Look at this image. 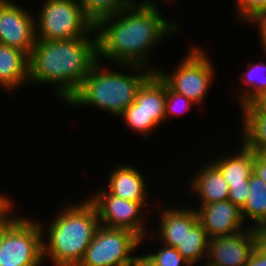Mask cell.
<instances>
[{"instance_id":"cell-1","label":"cell","mask_w":266,"mask_h":266,"mask_svg":"<svg viewBox=\"0 0 266 266\" xmlns=\"http://www.w3.org/2000/svg\"><path fill=\"white\" fill-rule=\"evenodd\" d=\"M156 4H130L119 13L101 19L94 28L98 60L103 57L116 65L150 68L151 49L181 29L177 23L167 21Z\"/></svg>"},{"instance_id":"cell-2","label":"cell","mask_w":266,"mask_h":266,"mask_svg":"<svg viewBox=\"0 0 266 266\" xmlns=\"http://www.w3.org/2000/svg\"><path fill=\"white\" fill-rule=\"evenodd\" d=\"M98 61L97 36L37 40L29 55V83L53 85L62 102L78 90Z\"/></svg>"},{"instance_id":"cell-3","label":"cell","mask_w":266,"mask_h":266,"mask_svg":"<svg viewBox=\"0 0 266 266\" xmlns=\"http://www.w3.org/2000/svg\"><path fill=\"white\" fill-rule=\"evenodd\" d=\"M59 212L46 232L41 224L43 260L48 256L54 266H78L100 226L97 210L89 199H83L71 205L68 201Z\"/></svg>"},{"instance_id":"cell-4","label":"cell","mask_w":266,"mask_h":266,"mask_svg":"<svg viewBox=\"0 0 266 266\" xmlns=\"http://www.w3.org/2000/svg\"><path fill=\"white\" fill-rule=\"evenodd\" d=\"M117 66L129 68L134 73L127 75L110 68L106 69L102 66L101 60H98L78 90L67 100L66 105H88L119 116L135 101L138 88L155 69L152 65L150 69L141 65Z\"/></svg>"},{"instance_id":"cell-5","label":"cell","mask_w":266,"mask_h":266,"mask_svg":"<svg viewBox=\"0 0 266 266\" xmlns=\"http://www.w3.org/2000/svg\"><path fill=\"white\" fill-rule=\"evenodd\" d=\"M43 1L44 4L38 10L39 15L35 16L37 40L85 37L95 30L94 24L84 15L78 0Z\"/></svg>"},{"instance_id":"cell-6","label":"cell","mask_w":266,"mask_h":266,"mask_svg":"<svg viewBox=\"0 0 266 266\" xmlns=\"http://www.w3.org/2000/svg\"><path fill=\"white\" fill-rule=\"evenodd\" d=\"M189 50L172 74L160 67H156L155 72L173 91L199 105L213 84L215 71L206 51L196 46Z\"/></svg>"},{"instance_id":"cell-7","label":"cell","mask_w":266,"mask_h":266,"mask_svg":"<svg viewBox=\"0 0 266 266\" xmlns=\"http://www.w3.org/2000/svg\"><path fill=\"white\" fill-rule=\"evenodd\" d=\"M41 222L20 217L0 243V266H40L43 260Z\"/></svg>"},{"instance_id":"cell-8","label":"cell","mask_w":266,"mask_h":266,"mask_svg":"<svg viewBox=\"0 0 266 266\" xmlns=\"http://www.w3.org/2000/svg\"><path fill=\"white\" fill-rule=\"evenodd\" d=\"M141 238L127 229L99 226L78 266H128Z\"/></svg>"},{"instance_id":"cell-9","label":"cell","mask_w":266,"mask_h":266,"mask_svg":"<svg viewBox=\"0 0 266 266\" xmlns=\"http://www.w3.org/2000/svg\"><path fill=\"white\" fill-rule=\"evenodd\" d=\"M105 187L100 188L88 199L94 204L100 225L107 228L127 229L141 238V243L148 238V228L146 221H143L144 206L148 203H138L122 199L120 197L109 194ZM142 212V213H141ZM143 216V218H142ZM148 234H147V233Z\"/></svg>"},{"instance_id":"cell-10","label":"cell","mask_w":266,"mask_h":266,"mask_svg":"<svg viewBox=\"0 0 266 266\" xmlns=\"http://www.w3.org/2000/svg\"><path fill=\"white\" fill-rule=\"evenodd\" d=\"M19 5L0 1V42L29 56L36 41L35 17Z\"/></svg>"},{"instance_id":"cell-11","label":"cell","mask_w":266,"mask_h":266,"mask_svg":"<svg viewBox=\"0 0 266 266\" xmlns=\"http://www.w3.org/2000/svg\"><path fill=\"white\" fill-rule=\"evenodd\" d=\"M236 154H226L210 161L229 184L228 199L240 209L245 205L249 194V179L253 173L254 151L241 141ZM231 155V156H230Z\"/></svg>"},{"instance_id":"cell-12","label":"cell","mask_w":266,"mask_h":266,"mask_svg":"<svg viewBox=\"0 0 266 266\" xmlns=\"http://www.w3.org/2000/svg\"><path fill=\"white\" fill-rule=\"evenodd\" d=\"M253 251L250 227L237 233L209 240L207 260L202 266H246Z\"/></svg>"},{"instance_id":"cell-13","label":"cell","mask_w":266,"mask_h":266,"mask_svg":"<svg viewBox=\"0 0 266 266\" xmlns=\"http://www.w3.org/2000/svg\"><path fill=\"white\" fill-rule=\"evenodd\" d=\"M198 205L195 207L198 221L209 238L223 237L246 229L241 209L229 199Z\"/></svg>"},{"instance_id":"cell-14","label":"cell","mask_w":266,"mask_h":266,"mask_svg":"<svg viewBox=\"0 0 266 266\" xmlns=\"http://www.w3.org/2000/svg\"><path fill=\"white\" fill-rule=\"evenodd\" d=\"M165 208V209H164ZM191 208V209H190ZM161 209L157 234L160 242L176 248L185 237L187 230H190L197 222L198 216L195 208L191 207Z\"/></svg>"},{"instance_id":"cell-15","label":"cell","mask_w":266,"mask_h":266,"mask_svg":"<svg viewBox=\"0 0 266 266\" xmlns=\"http://www.w3.org/2000/svg\"><path fill=\"white\" fill-rule=\"evenodd\" d=\"M143 174L128 164L119 165L109 173L108 186L105 189L109 194L132 202L148 203L146 191L147 182Z\"/></svg>"},{"instance_id":"cell-16","label":"cell","mask_w":266,"mask_h":266,"mask_svg":"<svg viewBox=\"0 0 266 266\" xmlns=\"http://www.w3.org/2000/svg\"><path fill=\"white\" fill-rule=\"evenodd\" d=\"M134 102L159 127L166 121V83L156 72H153L138 88Z\"/></svg>"},{"instance_id":"cell-17","label":"cell","mask_w":266,"mask_h":266,"mask_svg":"<svg viewBox=\"0 0 266 266\" xmlns=\"http://www.w3.org/2000/svg\"><path fill=\"white\" fill-rule=\"evenodd\" d=\"M29 56L20 49L0 44V86L9 92L29 82Z\"/></svg>"},{"instance_id":"cell-18","label":"cell","mask_w":266,"mask_h":266,"mask_svg":"<svg viewBox=\"0 0 266 266\" xmlns=\"http://www.w3.org/2000/svg\"><path fill=\"white\" fill-rule=\"evenodd\" d=\"M199 172L191 178L192 192L200 198V204H211L228 200L229 184L223 178L221 172L209 162L199 168Z\"/></svg>"},{"instance_id":"cell-19","label":"cell","mask_w":266,"mask_h":266,"mask_svg":"<svg viewBox=\"0 0 266 266\" xmlns=\"http://www.w3.org/2000/svg\"><path fill=\"white\" fill-rule=\"evenodd\" d=\"M242 143L255 153L266 152V115L258 113L251 105L242 107Z\"/></svg>"},{"instance_id":"cell-20","label":"cell","mask_w":266,"mask_h":266,"mask_svg":"<svg viewBox=\"0 0 266 266\" xmlns=\"http://www.w3.org/2000/svg\"><path fill=\"white\" fill-rule=\"evenodd\" d=\"M249 194L245 205L241 208L243 220L252 221L250 226L266 224V183L254 173L249 179Z\"/></svg>"},{"instance_id":"cell-21","label":"cell","mask_w":266,"mask_h":266,"mask_svg":"<svg viewBox=\"0 0 266 266\" xmlns=\"http://www.w3.org/2000/svg\"><path fill=\"white\" fill-rule=\"evenodd\" d=\"M209 240L208 234L198 221L186 231L185 237L176 249L193 266L207 258Z\"/></svg>"},{"instance_id":"cell-22","label":"cell","mask_w":266,"mask_h":266,"mask_svg":"<svg viewBox=\"0 0 266 266\" xmlns=\"http://www.w3.org/2000/svg\"><path fill=\"white\" fill-rule=\"evenodd\" d=\"M243 77V78H242ZM240 82L246 84L248 91L245 89L239 96L240 107L250 105L256 98L266 92V64L263 61L256 64L251 63Z\"/></svg>"},{"instance_id":"cell-23","label":"cell","mask_w":266,"mask_h":266,"mask_svg":"<svg viewBox=\"0 0 266 266\" xmlns=\"http://www.w3.org/2000/svg\"><path fill=\"white\" fill-rule=\"evenodd\" d=\"M84 15L94 24L119 13L130 4L126 0H79Z\"/></svg>"},{"instance_id":"cell-24","label":"cell","mask_w":266,"mask_h":266,"mask_svg":"<svg viewBox=\"0 0 266 266\" xmlns=\"http://www.w3.org/2000/svg\"><path fill=\"white\" fill-rule=\"evenodd\" d=\"M118 117L123 118L129 129L138 132L145 138L150 136L154 129L159 127L152 118H148L140 107L133 102L127 109H125ZM156 127V128H155ZM147 136V137H146Z\"/></svg>"},{"instance_id":"cell-25","label":"cell","mask_w":266,"mask_h":266,"mask_svg":"<svg viewBox=\"0 0 266 266\" xmlns=\"http://www.w3.org/2000/svg\"><path fill=\"white\" fill-rule=\"evenodd\" d=\"M156 252L144 254L153 266H191L176 248L162 244Z\"/></svg>"},{"instance_id":"cell-26","label":"cell","mask_w":266,"mask_h":266,"mask_svg":"<svg viewBox=\"0 0 266 266\" xmlns=\"http://www.w3.org/2000/svg\"><path fill=\"white\" fill-rule=\"evenodd\" d=\"M191 100L187 99L182 94L173 91L167 84H166V104H165V115L166 120L173 115H180L189 111L193 105ZM183 112V113H182Z\"/></svg>"},{"instance_id":"cell-27","label":"cell","mask_w":266,"mask_h":266,"mask_svg":"<svg viewBox=\"0 0 266 266\" xmlns=\"http://www.w3.org/2000/svg\"><path fill=\"white\" fill-rule=\"evenodd\" d=\"M236 18L249 22L254 16L266 13V0H236Z\"/></svg>"},{"instance_id":"cell-28","label":"cell","mask_w":266,"mask_h":266,"mask_svg":"<svg viewBox=\"0 0 266 266\" xmlns=\"http://www.w3.org/2000/svg\"><path fill=\"white\" fill-rule=\"evenodd\" d=\"M250 232L253 238V248L266 255V224L250 226Z\"/></svg>"},{"instance_id":"cell-29","label":"cell","mask_w":266,"mask_h":266,"mask_svg":"<svg viewBox=\"0 0 266 266\" xmlns=\"http://www.w3.org/2000/svg\"><path fill=\"white\" fill-rule=\"evenodd\" d=\"M11 201L1 212H0V243L5 234V231L20 217L18 214L13 215V203Z\"/></svg>"},{"instance_id":"cell-30","label":"cell","mask_w":266,"mask_h":266,"mask_svg":"<svg viewBox=\"0 0 266 266\" xmlns=\"http://www.w3.org/2000/svg\"><path fill=\"white\" fill-rule=\"evenodd\" d=\"M253 173L266 183V158L260 153L254 152Z\"/></svg>"},{"instance_id":"cell-31","label":"cell","mask_w":266,"mask_h":266,"mask_svg":"<svg viewBox=\"0 0 266 266\" xmlns=\"http://www.w3.org/2000/svg\"><path fill=\"white\" fill-rule=\"evenodd\" d=\"M249 23H256L255 25L258 24V33H260L259 36H261L259 38L261 40L260 43L263 46V51L266 53V13L254 16Z\"/></svg>"},{"instance_id":"cell-32","label":"cell","mask_w":266,"mask_h":266,"mask_svg":"<svg viewBox=\"0 0 266 266\" xmlns=\"http://www.w3.org/2000/svg\"><path fill=\"white\" fill-rule=\"evenodd\" d=\"M246 266H266V255L256 251L250 253Z\"/></svg>"},{"instance_id":"cell-33","label":"cell","mask_w":266,"mask_h":266,"mask_svg":"<svg viewBox=\"0 0 266 266\" xmlns=\"http://www.w3.org/2000/svg\"><path fill=\"white\" fill-rule=\"evenodd\" d=\"M258 113L266 115V92L250 104Z\"/></svg>"},{"instance_id":"cell-34","label":"cell","mask_w":266,"mask_h":266,"mask_svg":"<svg viewBox=\"0 0 266 266\" xmlns=\"http://www.w3.org/2000/svg\"><path fill=\"white\" fill-rule=\"evenodd\" d=\"M128 266H153L146 258L142 255H137Z\"/></svg>"},{"instance_id":"cell-35","label":"cell","mask_w":266,"mask_h":266,"mask_svg":"<svg viewBox=\"0 0 266 266\" xmlns=\"http://www.w3.org/2000/svg\"><path fill=\"white\" fill-rule=\"evenodd\" d=\"M10 199L12 198L3 195V193L0 194V212L11 202Z\"/></svg>"},{"instance_id":"cell-36","label":"cell","mask_w":266,"mask_h":266,"mask_svg":"<svg viewBox=\"0 0 266 266\" xmlns=\"http://www.w3.org/2000/svg\"><path fill=\"white\" fill-rule=\"evenodd\" d=\"M129 4H150V3H153V2H156L155 0H141V1H139V2H136L135 0L133 1V0H126Z\"/></svg>"},{"instance_id":"cell-37","label":"cell","mask_w":266,"mask_h":266,"mask_svg":"<svg viewBox=\"0 0 266 266\" xmlns=\"http://www.w3.org/2000/svg\"><path fill=\"white\" fill-rule=\"evenodd\" d=\"M0 1H3V2H13L11 0H0Z\"/></svg>"},{"instance_id":"cell-38","label":"cell","mask_w":266,"mask_h":266,"mask_svg":"<svg viewBox=\"0 0 266 266\" xmlns=\"http://www.w3.org/2000/svg\"><path fill=\"white\" fill-rule=\"evenodd\" d=\"M262 155L266 158V152L262 153Z\"/></svg>"}]
</instances>
